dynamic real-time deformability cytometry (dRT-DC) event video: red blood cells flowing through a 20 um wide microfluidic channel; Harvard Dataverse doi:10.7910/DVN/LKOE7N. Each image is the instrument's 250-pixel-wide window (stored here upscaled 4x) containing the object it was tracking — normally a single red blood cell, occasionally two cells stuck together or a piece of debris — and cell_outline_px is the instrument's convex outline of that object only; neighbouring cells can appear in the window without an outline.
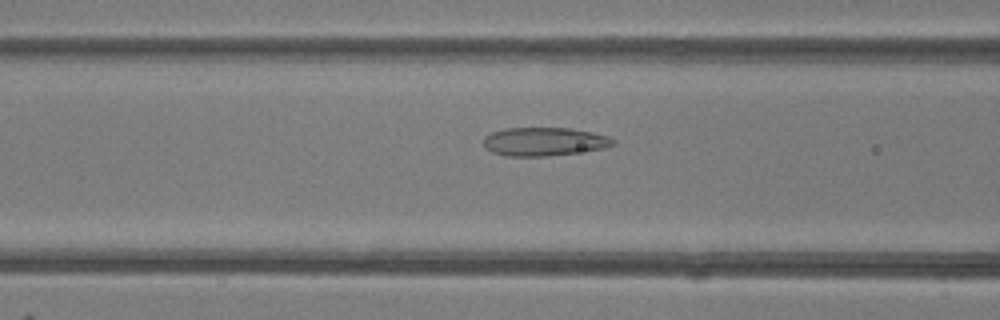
{"species": "common noctule bat (a hibernating species)", "species_latin": "Nyctalus noctula", "temperature_condition": "room temperature", "stored_images_in_passage": 33, "camera_frame_rate_fps": 3000, "um_per_image_px": 0.085, "animal": {"sex": "female"}, "frame": {"image": 1, "passage_image": 4, "time_ms": 1.0, "image_size_px": [1000, 320], "cell_outline_px": [[616, 144], [604, 148], [548, 156], [504, 156], [492, 152], [484, 144], [484, 136], [492, 132], [504, 128], [572, 128], [592, 132], [608, 136], [616, 140]], "centroid_in_image_um": [46.27, 12.03], "position_along_channel_um": 120.3, "area_um2": 21.5}}
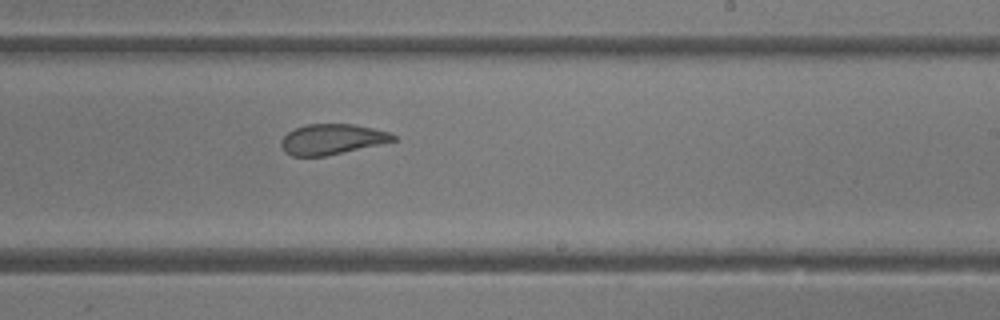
{"frame": {"image": 2, "passage_image": 14, "time_ms": 4.333, "image_size_px": [1000, 320], "cell_outline_px": [[396, 140], [380, 144], [324, 156], [292, 156], [284, 152], [280, 144], [280, 140], [288, 132], [296, 128], [308, 124], [352, 124], [372, 128], [388, 132], [396, 136]], "centroid_in_image_um": [28.18, 11.84], "position_along_channel_um": 260.8, "area_um2": 19.65}}
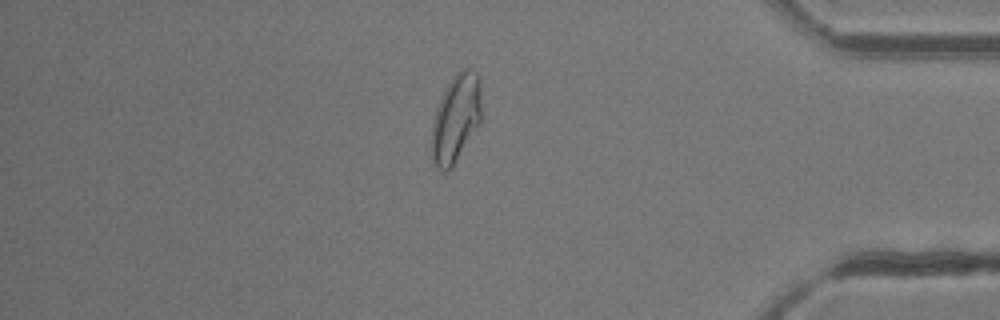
{"frame": {"image": 3, "passage_image": 26, "time_ms": 8.333, "image_size_px": [1000, 320], "cell_outline_px": [[480, 124], [452, 168], [448, 172], [444, 172], [436, 168], [432, 160], [432, 120], [436, 108], [452, 76], [460, 68], [468, 68], [476, 72], [480, 80]], "centroid_in_image_um": [38.74, 10.08], "position_along_channel_um": 396.5, "area_um2": 25.72}}